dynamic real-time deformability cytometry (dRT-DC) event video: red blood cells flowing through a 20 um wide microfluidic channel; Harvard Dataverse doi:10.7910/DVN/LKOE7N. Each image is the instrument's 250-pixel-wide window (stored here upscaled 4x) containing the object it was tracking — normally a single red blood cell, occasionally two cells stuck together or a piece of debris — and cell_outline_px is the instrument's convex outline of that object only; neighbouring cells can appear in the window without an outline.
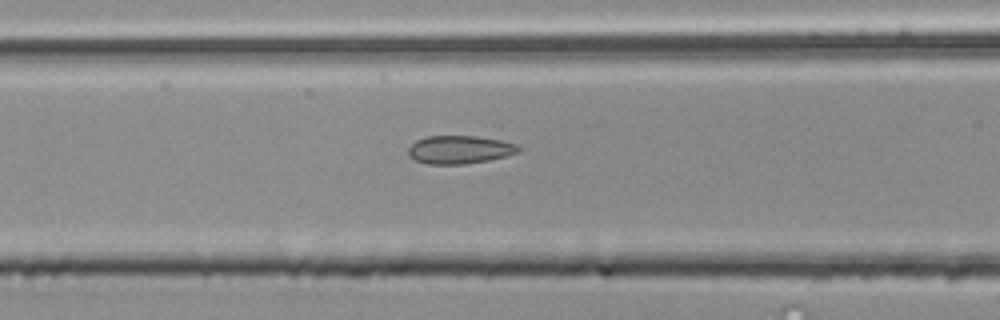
{"species": "common noctule bat (a hibernating species)", "species_latin": "Nyctalus noctula", "temperature_condition": "room temperature", "stored_images_in_passage": 42, "segment_of_instrument_passage": [2, 2], "camera_frame_rate_fps": 3000, "um_per_image_px": 0.085, "animal": {"sex": "male", "body_mass_g": 20.4}, "frame": {"image": 1, "passage_image": 20, "time_ms": 6.333, "image_size_px": [1000, 320], "cell_outline_px": [[524, 148], [520, 152], [488, 160], [464, 164], [428, 164], [416, 160], [408, 156], [408, 148], [416, 140], [428, 136], [476, 136], [500, 140], [516, 144]], "centroid_in_image_um": [39.08, 12.72], "position_along_channel_um": 127.5, "area_um2": 18.09}}
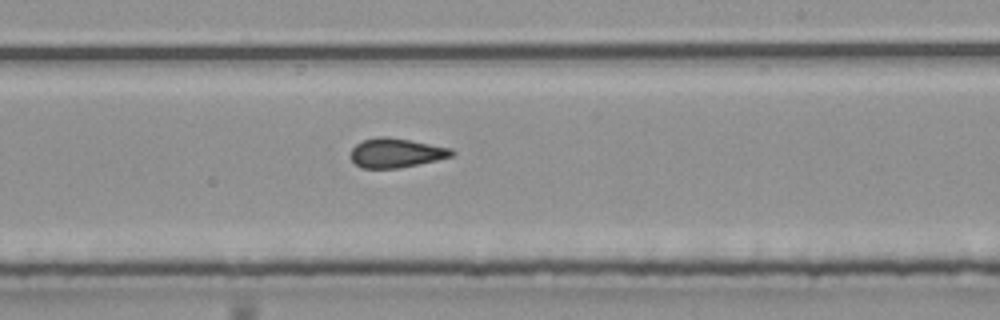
{"frame": {"image": 2, "passage_image": 30, "time_ms": 9.667, "image_size_px": [1000, 320], "cell_outline_px": [[456, 152], [452, 156], [436, 160], [400, 168], [360, 168], [352, 160], [352, 148], [356, 144], [364, 140], [380, 136], [384, 136], [412, 140], [452, 148]], "centroid_in_image_um": [33.69, 12.99], "position_along_channel_um": 255.3, "area_um2": 17.22}}
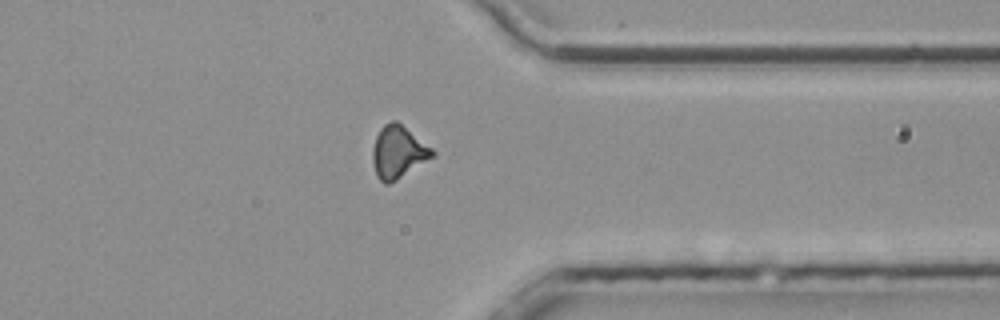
{"frame": {"image": 3, "passage_image": 40, "time_ms": 13.0, "image_size_px": [1000, 320], "cell_outline_px": [[436, 152], [432, 156], [396, 180], [388, 184], [384, 184], [376, 176], [372, 160], [372, 148], [376, 136], [380, 128], [384, 124], [392, 120], [396, 120], [432, 148]], "centroid_in_image_um": [33.79, 12.91], "position_along_channel_um": 377.6, "area_um2": 17.98}}